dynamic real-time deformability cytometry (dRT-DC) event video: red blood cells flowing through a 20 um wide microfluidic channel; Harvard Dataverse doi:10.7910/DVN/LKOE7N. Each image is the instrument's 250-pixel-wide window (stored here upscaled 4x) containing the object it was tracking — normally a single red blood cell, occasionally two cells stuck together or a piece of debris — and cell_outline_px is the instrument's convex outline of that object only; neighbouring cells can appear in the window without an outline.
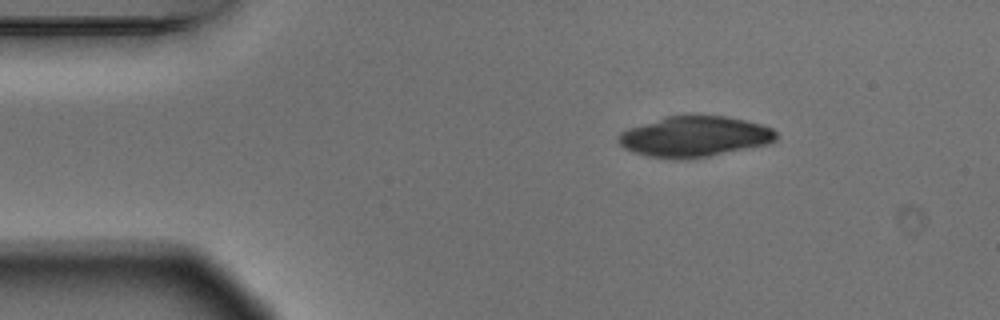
{"species": "Egyptian fruit bat (a non-hibernating species)", "species_latin": "Rousettus aegyptiacus", "temperature_condition": "warm", "stored_images_in_passage": 2, "camera_frame_rate_fps": 3000, "um_per_image_px": 0.085, "animal": {"sex": "male"}, "frame": {"image": 1, "passage_image": 1, "time_ms": 0.0, "image_size_px": [1000, 320], "cell_outline_px": [[776, 140], [768, 144], [708, 156], [680, 160], [672, 160], [648, 156], [624, 148], [616, 140], [616, 136], [620, 132], [628, 128], [664, 116], [728, 116], [760, 124], [772, 128], [776, 132]], "centroid_in_image_um": [58.99, 11.61], "position_along_channel_um": 26.0, "area_um2": 37.34}}